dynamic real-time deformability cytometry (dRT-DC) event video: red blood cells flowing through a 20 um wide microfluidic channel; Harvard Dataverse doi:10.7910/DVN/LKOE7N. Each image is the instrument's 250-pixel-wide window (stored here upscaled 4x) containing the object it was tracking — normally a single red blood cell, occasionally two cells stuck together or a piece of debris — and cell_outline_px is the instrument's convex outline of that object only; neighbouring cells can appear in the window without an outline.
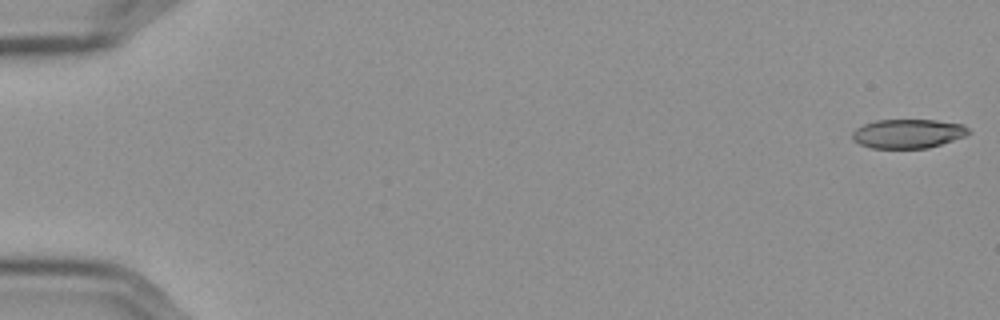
{"species": "Egyptian fruit bat (a non-hibernating species)", "species_latin": "Rousettus aegyptiacus", "temperature_condition": "cold", "stored_images_in_passage": 57, "camera_frame_rate_fps": 3000, "um_per_image_px": 0.085, "frame": {"image": 1, "passage_image": 1, "time_ms": 0.0, "image_size_px": [1000, 320], "cell_outline_px": [[972, 132], [964, 136], [928, 148], [872, 148], [860, 144], [852, 140], [852, 132], [856, 128], [864, 124], [876, 120], [936, 120], [964, 124]], "centroid_in_image_um": [77.17, 11.35], "position_along_channel_um": 7.8, "area_um2": 19.71}}
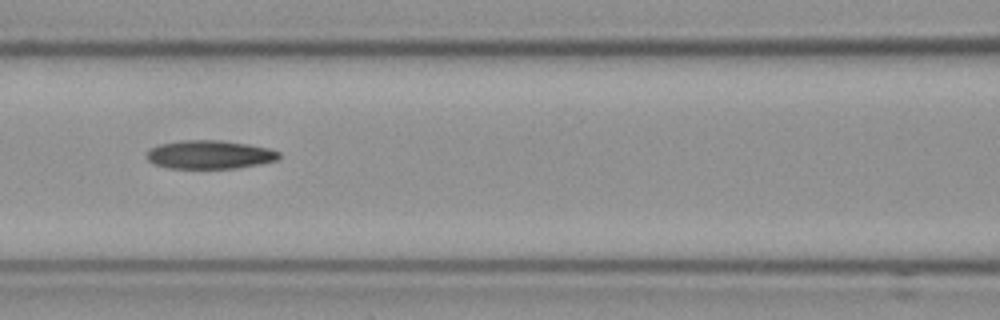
{"frame": {"image": 2, "passage_image": 26, "time_ms": 8.333, "image_size_px": [1000, 320], "cell_outline_px": [[280, 156], [276, 160], [260, 164], [236, 168], [168, 168], [156, 164], [148, 160], [148, 148], [160, 144], [180, 140], [220, 140], [248, 144], [268, 148], [280, 152]], "centroid_in_image_um": [17.82, 13.13], "position_along_channel_um": 148.8, "area_um2": 21.91}}
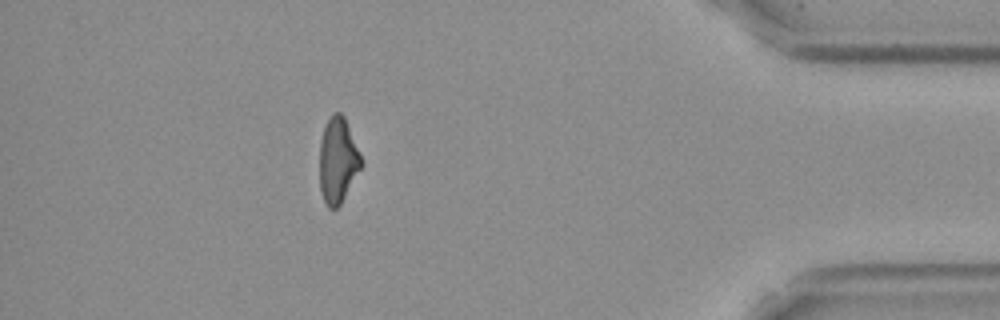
{"frame": {"image": 3, "passage_image": 51, "time_ms": 16.667, "image_size_px": [1000, 320], "cell_outline_px": [[364, 164], [340, 204], [336, 208], [328, 208], [324, 200], [320, 188], [320, 140], [324, 128], [332, 112], [340, 112], [344, 116]], "centroid_in_image_um": [28.72, 13.63], "position_along_channel_um": 406.5, "area_um2": 20.58}}